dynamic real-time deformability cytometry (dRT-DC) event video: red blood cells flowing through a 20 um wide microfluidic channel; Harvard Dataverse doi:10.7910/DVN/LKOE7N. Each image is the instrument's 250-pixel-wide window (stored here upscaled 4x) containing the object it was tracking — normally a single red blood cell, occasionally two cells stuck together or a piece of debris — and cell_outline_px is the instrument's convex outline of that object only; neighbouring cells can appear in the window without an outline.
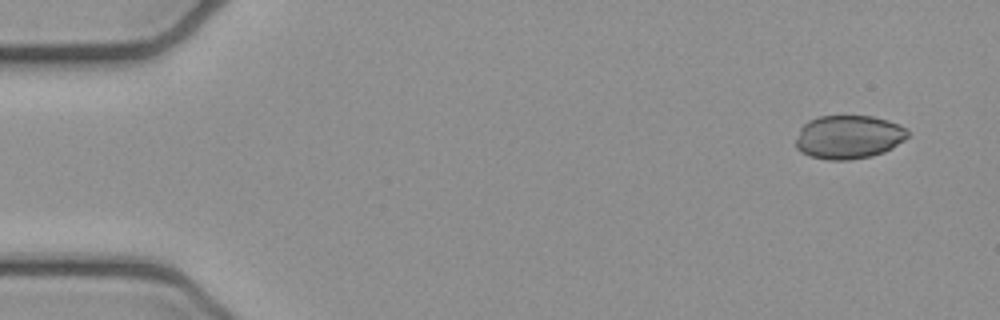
{"species": "common noctule bat (a hibernating species)", "species_latin": "Nyctalus noctula", "temperature_condition": "cold", "stored_images_in_passage": 49, "camera_frame_rate_fps": 3000, "um_per_image_px": 0.085, "animal": {"sex": "female", "body_mass_g": 21.9}, "frame": {"image": 1, "passage_image": 1, "time_ms": 0.0, "image_size_px": [1000, 320], "cell_outline_px": [[908, 136], [904, 140], [892, 148], [884, 152], [872, 156], [848, 160], [828, 160], [808, 156], [800, 152], [796, 148], [796, 140], [800, 128], [808, 120], [820, 116], [872, 116], [888, 120], [904, 128], [908, 132]], "centroid_in_image_um": [72.1, 11.66], "position_along_channel_um": 12.9, "area_um2": 28.5}}
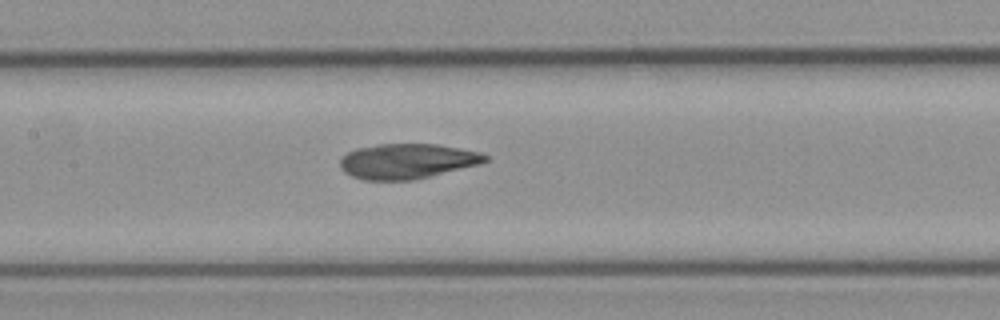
{"frame": {"image": 2, "passage_image": 22, "time_ms": 7.0, "image_size_px": [1000, 320], "cell_outline_px": [[488, 160], [480, 164], [416, 180], [360, 180], [344, 172], [340, 168], [340, 160], [348, 152], [356, 148], [380, 144], [436, 144], [460, 148], [480, 152], [488, 156]], "centroid_in_image_um": [34.61, 13.71], "position_along_channel_um": 172.8, "area_um2": 29.82}}
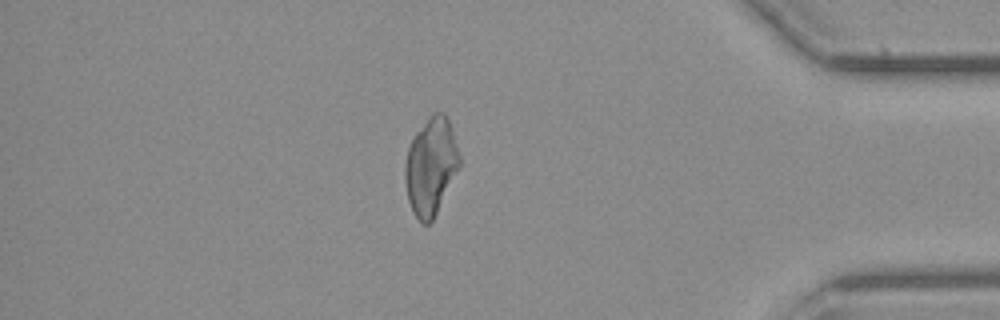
{"frame": {"image": 3, "passage_image": 42, "time_ms": 13.667, "image_size_px": [1000, 320], "cell_outline_px": [[460, 168], [432, 220], [428, 224], [424, 224], [416, 216], [408, 200], [404, 180], [404, 164], [408, 148], [416, 132], [432, 112], [444, 112], [448, 120], [460, 156]], "centroid_in_image_um": [36.62, 14.12], "position_along_channel_um": 398.6, "area_um2": 30.63}}